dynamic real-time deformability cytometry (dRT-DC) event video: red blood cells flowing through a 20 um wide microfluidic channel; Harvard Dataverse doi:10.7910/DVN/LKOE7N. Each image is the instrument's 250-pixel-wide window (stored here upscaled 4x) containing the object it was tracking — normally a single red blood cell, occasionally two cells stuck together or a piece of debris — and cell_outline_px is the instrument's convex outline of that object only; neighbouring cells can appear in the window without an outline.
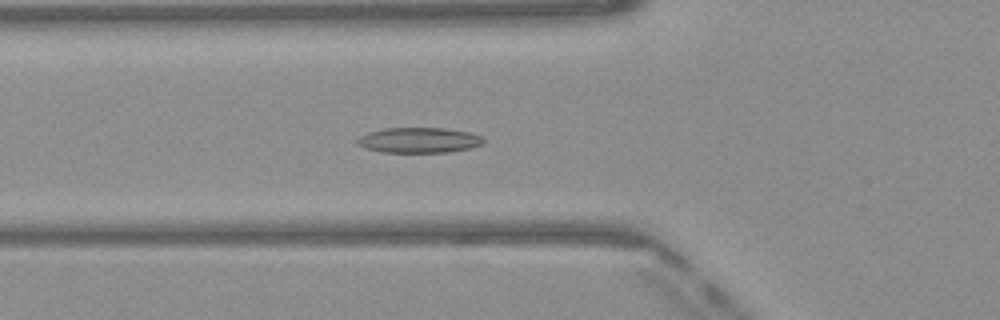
{"species": "Egyptian fruit bat (a non-hibernating species)", "species_latin": "Rousettus aegyptiacus", "temperature_condition": "warm", "stored_images_in_passage": 50, "camera_frame_rate_fps": 3000, "um_per_image_px": 0.085, "frame": {"image": 1, "passage_image": 18, "time_ms": 5.667, "image_size_px": [1000, 320], "cell_outline_px": [[484, 144], [468, 148], [448, 152], [384, 152], [364, 148], [356, 144], [356, 140], [360, 136], [368, 132], [384, 128], [444, 128], [468, 132], [484, 136]], "centroid_in_image_um": [35.6, 11.91], "position_along_channel_um": 90.2, "area_um2": 18.67}}
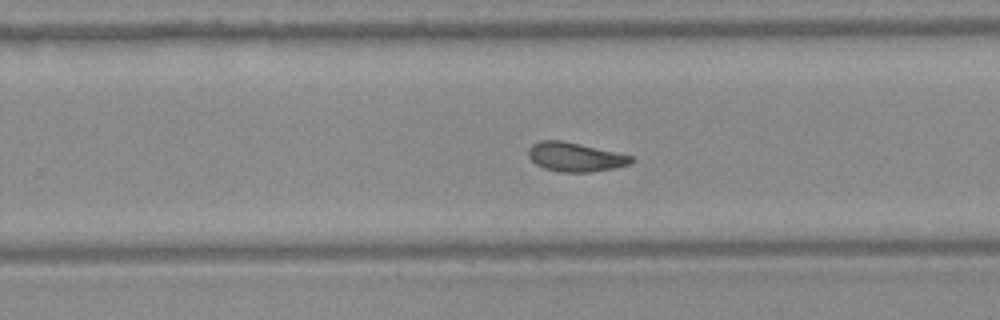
{"frame": {"image": 2, "passage_image": 32, "time_ms": 10.333, "image_size_px": [1000, 320], "cell_outline_px": [[632, 160], [628, 164], [612, 168], [592, 172], [564, 172], [544, 168], [536, 164], [528, 156], [528, 148], [532, 144], [540, 140], [560, 140], [632, 156]], "centroid_in_image_um": [48.82, 13.34], "position_along_channel_um": 281.0, "area_um2": 16.99}}
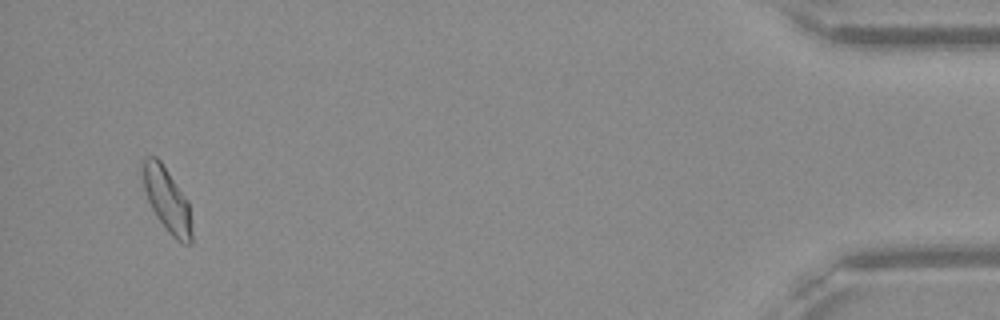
{"frame": {"image": 3, "passage_image": 48, "time_ms": 15.667, "image_size_px": [1000, 320], "cell_outline_px": [[192, 244], [184, 244], [176, 240], [168, 232], [156, 216], [148, 200], [144, 188], [144, 156], [156, 156], [160, 160], [188, 200], [192, 232]], "centroid_in_image_um": [14.23, 17.03], "position_along_channel_um": 421.0, "area_um2": 18.03}, "authors_computed_cell_mechanics": {"area_um2": 17.8891, "velocity_mm_per_s": 4.0828, "shape_relaxation_time_tau1_ms": 7.4276, "shape_relaxation_time_tau2_ms": 4.6688, "deformation_change_tau1": 0.1756, "deformation_change_tau2": 0.1229}}